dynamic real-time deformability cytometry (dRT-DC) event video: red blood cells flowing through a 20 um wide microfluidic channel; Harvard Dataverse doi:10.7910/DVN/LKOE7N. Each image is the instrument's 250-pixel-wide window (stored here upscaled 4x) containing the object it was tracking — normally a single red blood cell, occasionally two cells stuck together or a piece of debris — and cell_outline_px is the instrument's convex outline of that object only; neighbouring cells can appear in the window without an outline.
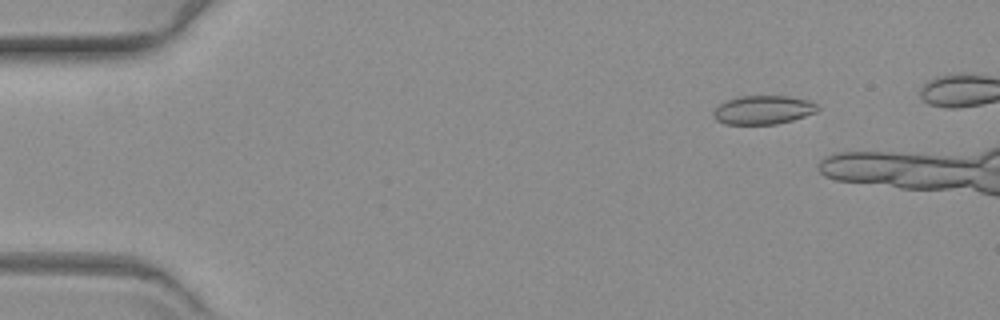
{"species": "common noctule bat (a hibernating species)", "species_latin": "Nyctalus noctula", "temperature_condition": "warm", "stored_images_in_passage": 13, "camera_frame_rate_fps": 3000, "um_per_image_px": 0.085, "animal": {"sex": "female", "body_mass_g": 19.3, "forearm_length_mm": 54.1}, "frame": {"image": 1, "passage_image": 1, "time_ms": 0.0, "image_size_px": [1000, 320], "cell_outline_px": [[820, 108], [816, 112], [792, 120], [776, 124], [724, 124], [716, 120], [712, 116], [712, 112], [720, 104], [728, 100], [740, 96], [788, 96], [808, 100], [816, 104]], "centroid_in_image_um": [64.85, 9.34], "position_along_channel_um": 20.1, "area_um2": 17.4}}